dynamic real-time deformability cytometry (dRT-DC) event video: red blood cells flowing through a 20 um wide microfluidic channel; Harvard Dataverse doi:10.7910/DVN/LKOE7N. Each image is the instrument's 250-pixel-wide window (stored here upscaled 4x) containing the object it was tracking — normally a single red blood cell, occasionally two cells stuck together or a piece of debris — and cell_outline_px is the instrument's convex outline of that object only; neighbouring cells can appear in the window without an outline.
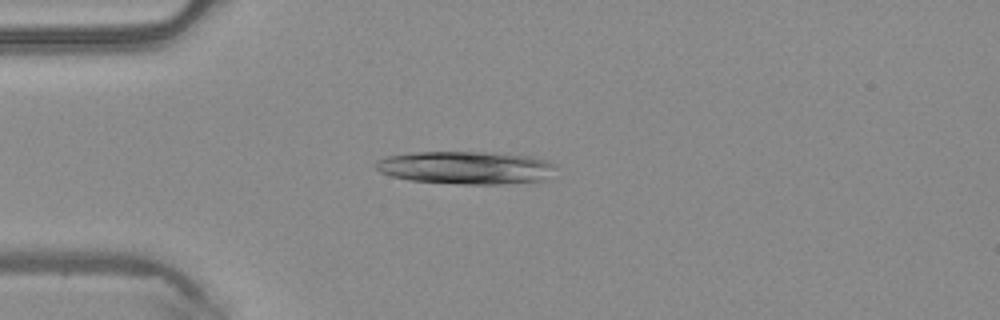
{"species": "common noctule bat (a hibernating species)", "species_latin": "Nyctalus noctula", "temperature_condition": "warm", "stored_images_in_passage": 46, "camera_frame_rate_fps": 3000, "um_per_image_px": 0.085, "animal": {"sex": "male", "body_mass_g": 20.4}, "frame": {"image": 1, "passage_image": 11, "time_ms": 3.333, "image_size_px": [1000, 320], "cell_outline_px": [[556, 164], [548, 180], [500, 184], [460, 184], [408, 180], [392, 176], [380, 172], [372, 164], [376, 160], [384, 156], [416, 152], [484, 152], [532, 156], [548, 160]], "centroid_in_image_um": [39.59, 14.25], "position_along_channel_um": 45.4, "area_um2": 34.85}}